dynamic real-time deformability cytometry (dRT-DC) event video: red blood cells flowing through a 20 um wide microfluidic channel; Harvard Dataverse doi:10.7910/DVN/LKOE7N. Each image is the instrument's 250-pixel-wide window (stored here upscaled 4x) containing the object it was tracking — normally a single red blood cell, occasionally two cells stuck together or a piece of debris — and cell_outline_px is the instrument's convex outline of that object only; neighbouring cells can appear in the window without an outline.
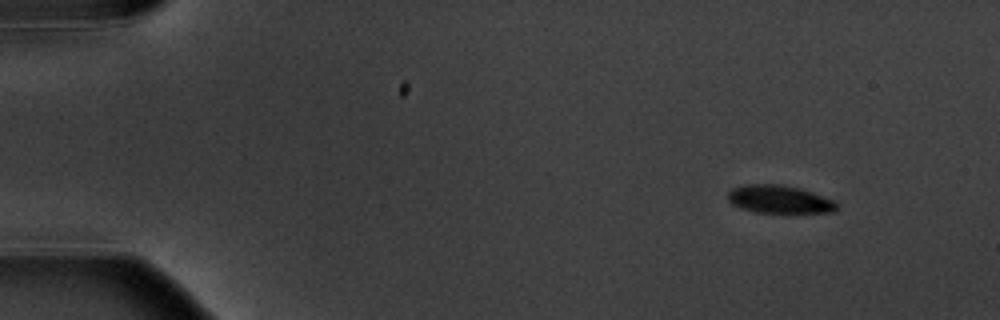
{"species": "common noctule bat (a hibernating species)", "species_latin": "Nyctalus noctula", "temperature_condition": "warm", "stored_images_in_passage": 5, "camera_frame_rate_fps": 3000, "um_per_image_px": 0.085, "animal": {"sex": "male", "body_mass_g": 20.1, "forearm_length_mm": 53.5}, "frame": {"image": 1, "passage_image": 1, "time_ms": 0.0, "image_size_px": [1000, 320], "cell_outline_px": [[840, 208], [836, 212], [756, 212], [740, 208], [732, 204], [728, 200], [728, 192], [732, 188], [744, 184], [780, 184], [800, 188], [836, 200], [840, 204]], "centroid_in_image_um": [66.3, 16.93], "position_along_channel_um": 18.7, "area_um2": 17.98}}